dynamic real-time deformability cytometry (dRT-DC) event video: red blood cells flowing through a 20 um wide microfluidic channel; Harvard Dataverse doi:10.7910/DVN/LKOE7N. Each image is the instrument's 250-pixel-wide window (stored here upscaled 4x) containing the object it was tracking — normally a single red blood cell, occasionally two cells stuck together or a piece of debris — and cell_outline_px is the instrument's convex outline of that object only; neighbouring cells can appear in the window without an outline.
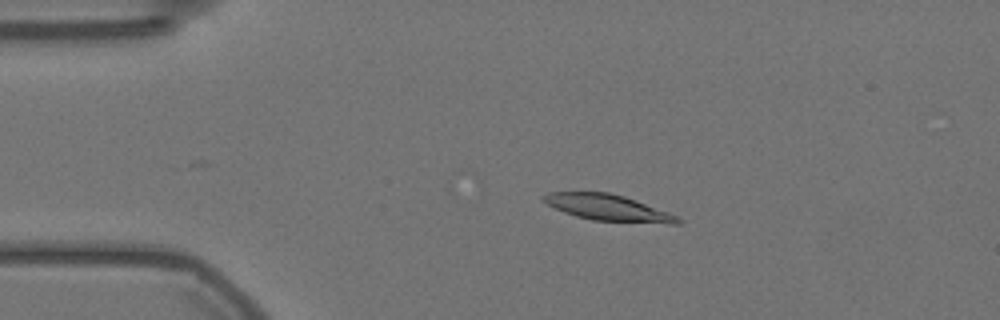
{"species": "Egyptian fruit bat (a non-hibernating species)", "species_latin": "Rousettus aegyptiacus", "temperature_condition": "warm", "stored_images_in_passage": 29, "camera_frame_rate_fps": 3000, "um_per_image_px": 0.085, "animal": {"sex": "female"}, "frame": {"image": 1, "passage_image": 9, "time_ms": 2.667, "image_size_px": [1000, 320], "cell_outline_px": [[684, 220], [680, 224], [668, 224], [592, 220], [576, 216], [564, 212], [540, 200], [540, 196], [548, 192], [608, 192], [624, 196], [636, 200], [668, 212]], "centroid_in_image_um": [51.69, 17.66], "position_along_channel_um": 33.3, "area_um2": 20.58}}
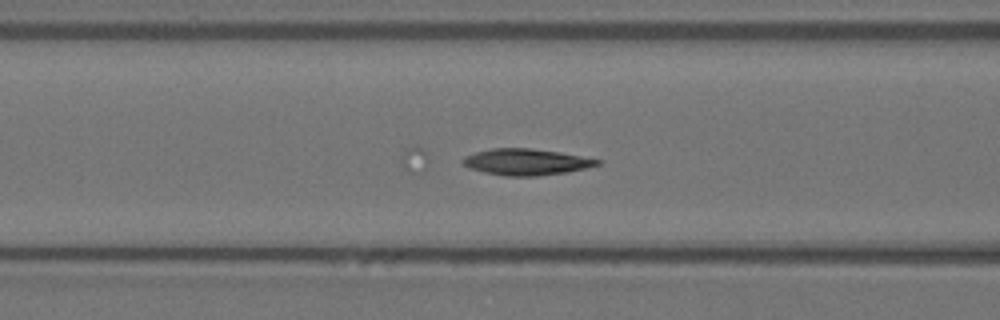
{"frame": {"image": 2, "passage_image": 20, "time_ms": 6.333, "image_size_px": [1000, 320], "cell_outline_px": [[604, 160], [600, 164], [568, 172], [536, 176], [504, 176], [484, 172], [468, 168], [460, 164], [460, 160], [464, 156], [476, 152], [492, 148], [528, 148], [560, 152]], "centroid_in_image_um": [44.69, 13.76], "position_along_channel_um": 121.9, "area_um2": 20.81}}
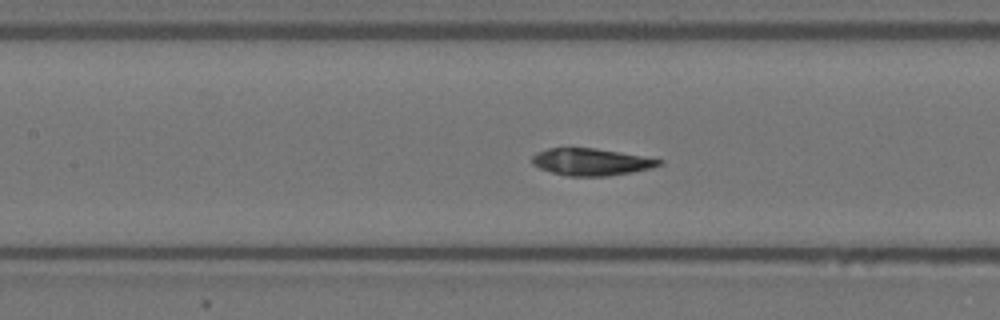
{"frame": {"image": 3, "passage_image": 23, "time_ms": 7.333, "image_size_px": [1000, 320], "cell_outline_px": [[664, 164], [652, 168], [632, 172], [608, 176], [568, 176], [552, 172], [540, 168], [532, 164], [532, 156], [536, 152], [548, 148], [596, 148], [620, 152], [664, 160]], "centroid_in_image_um": [50.27, 13.76], "position_along_channel_um": 157.1, "area_um2": 20.06}}